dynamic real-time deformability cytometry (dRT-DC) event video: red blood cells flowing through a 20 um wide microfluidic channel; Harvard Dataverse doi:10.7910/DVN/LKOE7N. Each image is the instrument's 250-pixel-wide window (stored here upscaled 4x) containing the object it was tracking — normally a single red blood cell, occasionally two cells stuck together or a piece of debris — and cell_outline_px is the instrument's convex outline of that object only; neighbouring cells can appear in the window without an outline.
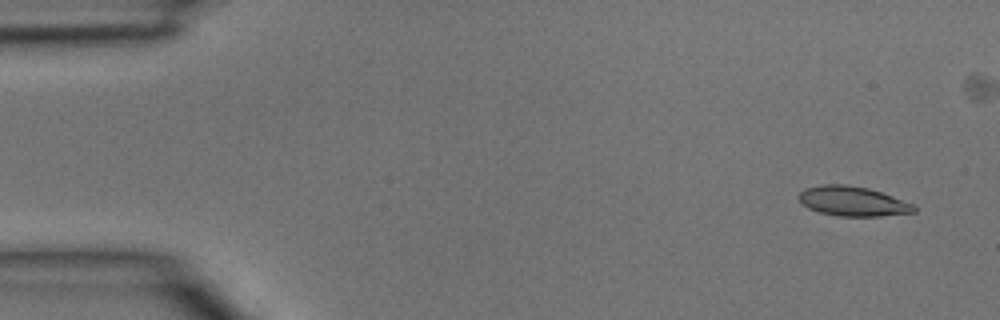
{"species": "common noctule bat (a hibernating species)", "species_latin": "Nyctalus noctula", "temperature_condition": "room temperature", "stored_images_in_passage": 5, "camera_frame_rate_fps": 3000, "um_per_image_px": 0.085, "animal": {"sex": "male", "body_mass_g": 15.6}, "frame": {"image": 1, "passage_image": 1, "time_ms": 0.0, "image_size_px": [1000, 320], "cell_outline_px": [[916, 212], [880, 216], [836, 216], [820, 212], [808, 208], [796, 196], [804, 188], [824, 184], [848, 184], [868, 188], [892, 196], [912, 204], [916, 208]], "centroid_in_image_um": [72.45, 17.1], "position_along_channel_um": 12.6, "area_um2": 19.88}}
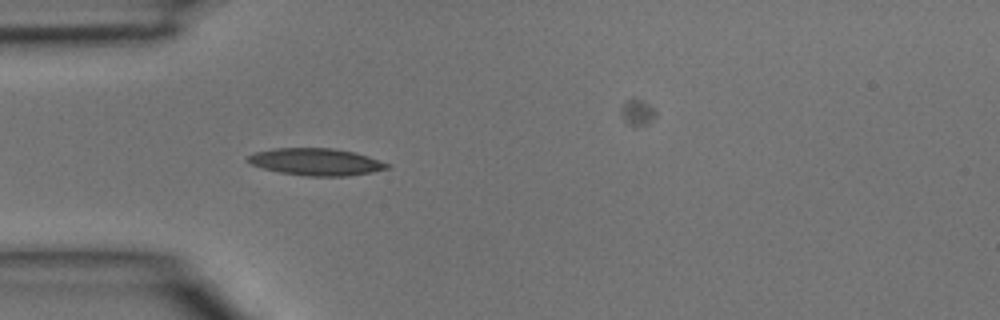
{"frame": {"image": 2, "passage_image": 4, "time_ms": 1.0, "image_size_px": [1000, 320], "cell_outline_px": [[392, 168], [372, 172], [348, 176], [308, 176], [280, 172], [264, 168], [252, 164], [248, 160], [248, 156], [256, 152], [276, 148], [332, 148], [352, 152], [368, 156], [392, 164]], "centroid_in_image_um": [26.95, 13.76], "position_along_channel_um": 58.0, "area_um2": 21.85}}